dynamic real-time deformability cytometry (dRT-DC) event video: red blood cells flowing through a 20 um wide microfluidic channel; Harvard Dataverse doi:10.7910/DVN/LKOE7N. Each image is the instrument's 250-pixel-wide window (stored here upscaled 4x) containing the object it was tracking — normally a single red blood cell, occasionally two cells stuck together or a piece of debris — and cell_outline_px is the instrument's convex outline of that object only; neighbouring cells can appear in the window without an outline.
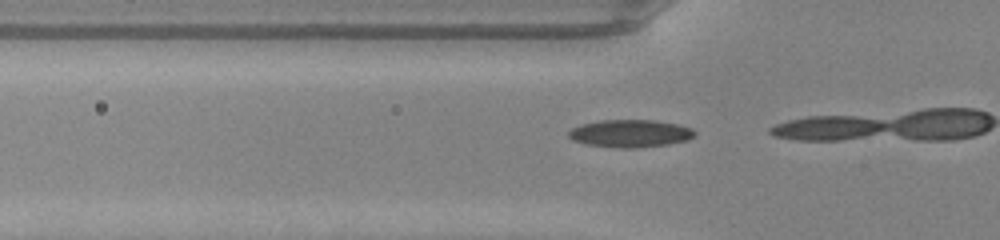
{"species": "common noctule bat (a hibernating species)", "species_latin": "Nyctalus noctula", "temperature_condition": "warm", "stored_images_in_passage": 15, "camera_frame_rate_fps": 3000, "um_per_image_px": 0.085, "animal": {"sex": "male", "body_mass_g": 20.0, "forearm_length_mm": 53.3}, "frame": {"image": 1, "passage_image": 14, "time_ms": 4.333, "image_size_px": [1000, 240], "cell_outline_px": [[696, 136], [688, 140], [668, 144], [636, 148], [620, 148], [588, 144], [572, 140], [568, 136], [568, 132], [572, 128], [580, 124], [600, 120], [656, 120], [676, 124], [692, 128], [696, 132]], "centroid_in_image_um": [53.59, 11.34], "position_along_channel_um": 72.2, "area_um2": 20.35}}